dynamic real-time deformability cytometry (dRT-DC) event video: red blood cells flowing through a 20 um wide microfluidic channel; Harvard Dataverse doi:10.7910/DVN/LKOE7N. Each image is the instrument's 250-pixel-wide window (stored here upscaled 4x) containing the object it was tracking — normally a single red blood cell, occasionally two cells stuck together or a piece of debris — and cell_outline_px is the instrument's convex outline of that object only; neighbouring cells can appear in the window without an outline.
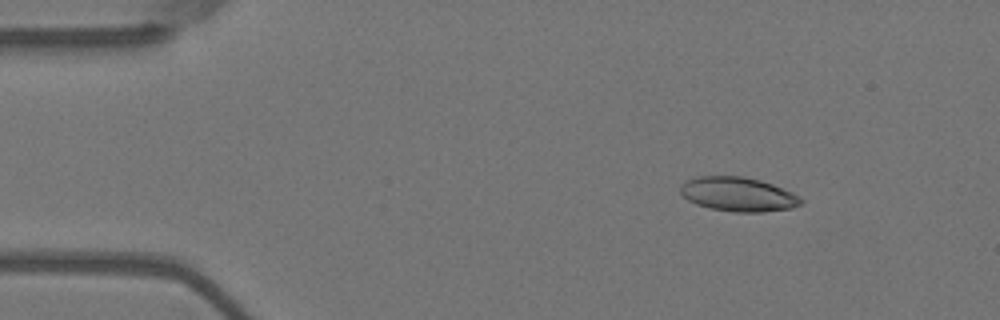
{"species": "Egyptian fruit bat (a non-hibernating species)", "species_latin": "Rousettus aegyptiacus", "temperature_condition": "warm", "stored_images_in_passage": 49, "camera_frame_rate_fps": 3000, "um_per_image_px": 0.085, "animal": {"sex": "female"}, "frame": {"image": 1, "passage_image": 1, "time_ms": 0.0, "image_size_px": [1000, 320], "cell_outline_px": [[804, 200], [800, 204], [792, 208], [760, 212], [732, 212], [708, 208], [696, 204], [688, 200], [680, 192], [680, 184], [688, 180], [700, 176], [744, 176], [760, 180], [772, 184], [792, 192], [800, 196]], "centroid_in_image_um": [62.74, 16.52], "position_along_channel_um": 22.3, "area_um2": 24.1}}
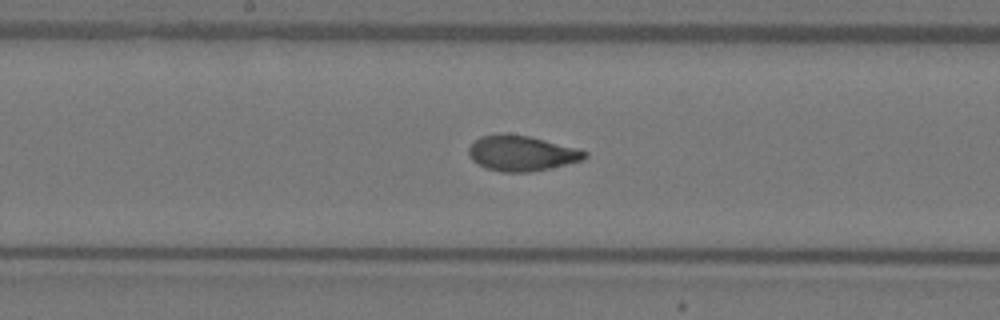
{"frame": {"image": 2, "passage_image": 22, "time_ms": 7.0, "image_size_px": [1000, 320], "cell_outline_px": [[588, 156], [584, 160], [548, 168], [528, 172], [504, 172], [484, 168], [472, 160], [468, 152], [468, 148], [480, 136], [500, 132], [504, 132], [528, 136], [576, 148], [588, 152]], "centroid_in_image_um": [44.31, 13.01], "position_along_channel_um": 203.9, "area_um2": 23.93}}
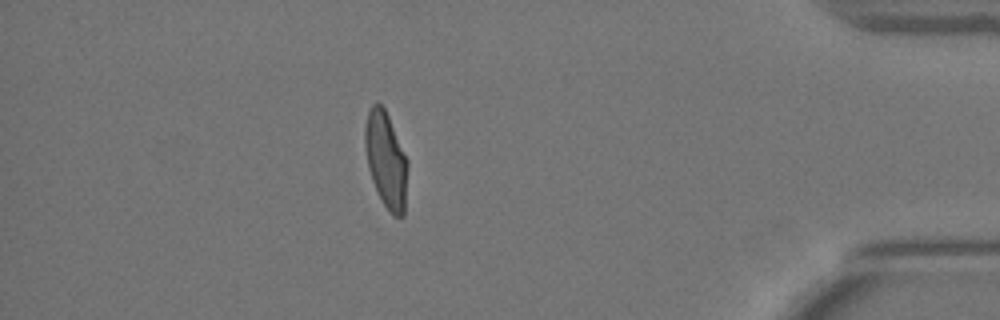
{"frame": {"image": 3, "passage_image": 42, "time_ms": 13.667, "image_size_px": [1000, 320], "cell_outline_px": [[408, 164], [404, 216], [392, 216], [384, 204], [372, 180], [368, 168], [364, 148], [364, 128], [368, 112], [372, 104], [376, 100], [384, 108], [388, 116], [408, 160]], "centroid_in_image_um": [32.8, 13.57], "position_along_channel_um": 402.4, "area_um2": 23.87}, "authors_computed_cell_mechanics": {"area_um2": 23.8714, "velocity_mm_per_s": 3.66, "shape_relaxation_time_tau1_ms": 6.0956, "shape_relaxation_time_tau2_ms": 0.8734, "deformation_change_tau1": 0.2004, "deformation_change_tau2": 0.0634}}